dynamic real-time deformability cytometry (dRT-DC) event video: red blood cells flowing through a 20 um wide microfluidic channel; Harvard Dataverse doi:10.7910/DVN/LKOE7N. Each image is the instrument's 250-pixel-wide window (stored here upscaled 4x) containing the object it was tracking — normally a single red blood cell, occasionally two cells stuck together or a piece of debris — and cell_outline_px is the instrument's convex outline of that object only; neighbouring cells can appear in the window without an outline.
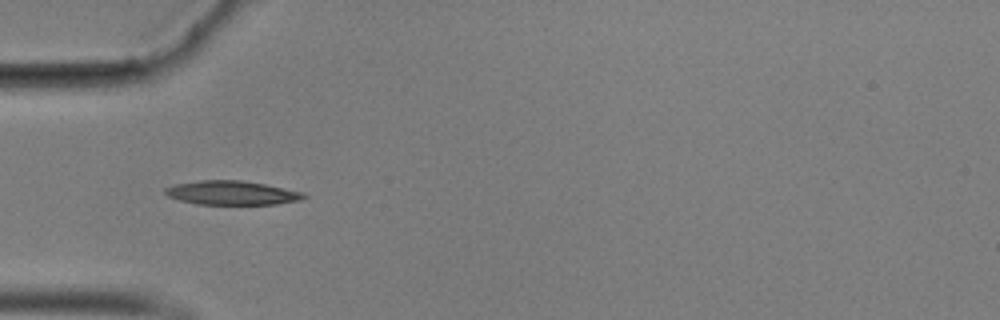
{"species": "common noctule bat (a hibernating species)", "species_latin": "Nyctalus noctula", "temperature_condition": "cold", "stored_images_in_passage": 40, "camera_frame_rate_fps": 3000, "um_per_image_px": 0.085, "animal": {"sex": "male", "body_mass_g": 17.9}, "frame": {"image": 1, "passage_image": 1, "time_ms": 0.0, "image_size_px": [1000, 320], "cell_outline_px": [[308, 196], [300, 200], [276, 204], [196, 204], [180, 200], [168, 196], [164, 192], [164, 188], [176, 184], [200, 180], [240, 180], [264, 184], [304, 192]], "centroid_in_image_um": [19.71, 16.39], "position_along_channel_um": 65.3, "area_um2": 19.31}}
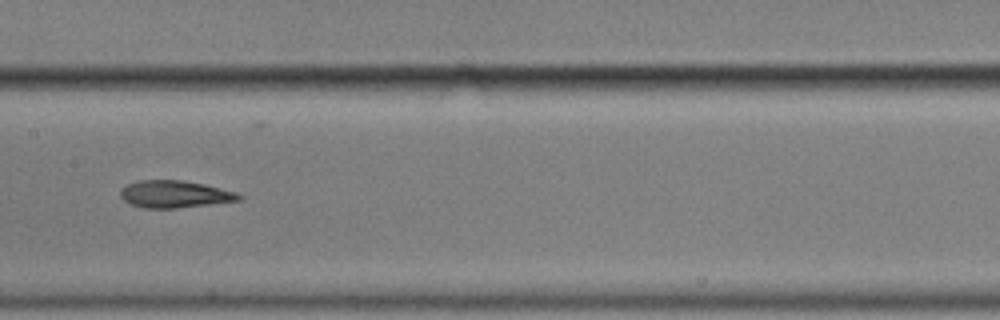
{"frame": {"image": 2, "passage_image": 12, "time_ms": 3.667, "image_size_px": [1000, 320], "cell_outline_px": [[244, 196], [240, 200], [176, 208], [144, 208], [128, 204], [120, 196], [120, 192], [128, 184], [140, 180], [180, 180], [204, 184], [236, 192]], "centroid_in_image_um": [14.84, 16.51], "position_along_channel_um": 192.6, "area_um2": 18.61}}
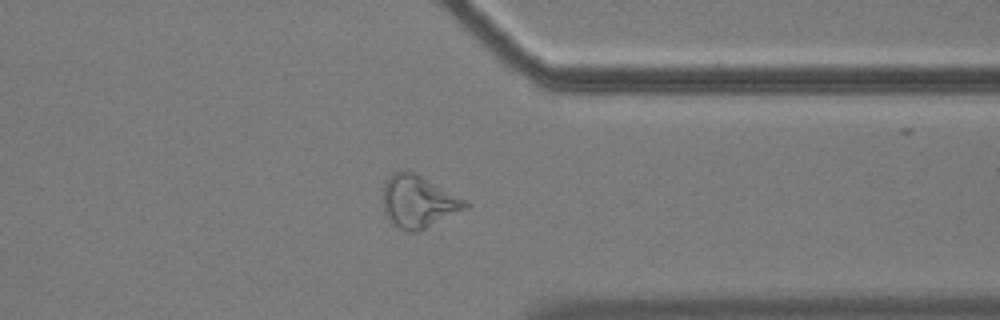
{"frame": {"image": 3, "passage_image": 28, "time_ms": 9.0, "image_size_px": [1000, 320], "cell_outline_px": [[468, 208], [416, 232], [404, 232], [392, 224], [384, 212], [384, 180], [392, 172], [412, 172], [468, 200]], "centroid_in_image_um": [35.55, 17.16], "position_along_channel_um": 375.8, "area_um2": 24.85}, "authors_computed_cell_mechanics": {"area_um2": 19.2474, "velocity_mm_per_s": 3.5012, "shape_relaxation_time_tau1_ms": 9.6296, "shape_relaxation_time_tau2_ms": 6.0832, "deformation_change_tau1": 0.2268, "deformation_change_tau2": 0.1586}}